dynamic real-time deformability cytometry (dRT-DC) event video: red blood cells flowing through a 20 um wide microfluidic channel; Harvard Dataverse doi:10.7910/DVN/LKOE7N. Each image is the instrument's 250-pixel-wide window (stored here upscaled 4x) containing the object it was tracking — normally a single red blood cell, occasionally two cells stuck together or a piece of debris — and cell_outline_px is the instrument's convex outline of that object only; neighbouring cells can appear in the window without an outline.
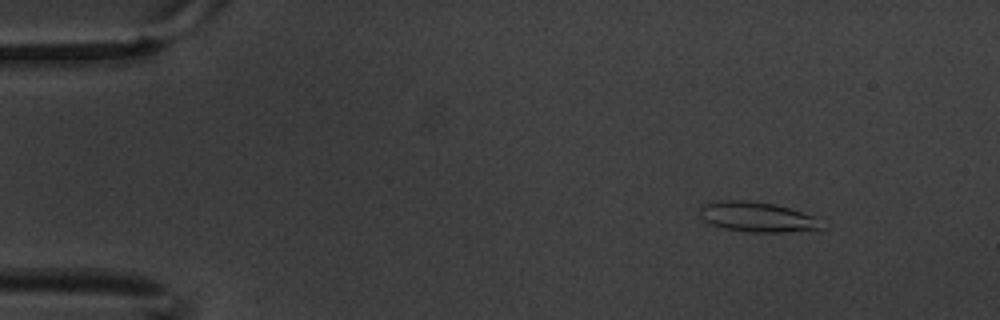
{"species": "common noctule bat (a hibernating species)", "species_latin": "Nyctalus noctula", "temperature_condition": "warm", "stored_images_in_passage": 4, "camera_frame_rate_fps": 3000, "um_per_image_px": 0.085, "animal": {"sex": "male", "body_mass_g": 20.1, "forearm_length_mm": 53.5}, "frame": {"image": 1, "passage_image": 2, "time_ms": 0.333, "image_size_px": [1000, 320], "cell_outline_px": [[824, 228], [784, 232], [748, 232], [724, 228], [712, 224], [704, 220], [700, 216], [700, 208], [704, 204], [720, 200], [744, 200], [776, 204], [812, 216]], "centroid_in_image_um": [64.29, 18.43], "position_along_channel_um": 20.7, "area_um2": 20.87}}
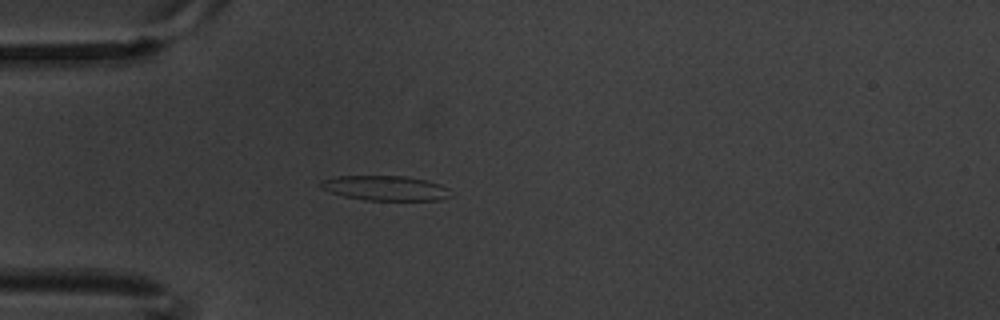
{"frame": {"image": 2, "passage_image": 4, "time_ms": 1.0, "image_size_px": [1000, 320], "cell_outline_px": [[452, 196], [440, 200], [364, 200], [344, 196], [332, 192], [316, 184], [320, 180], [336, 176], [408, 176], [440, 184], [448, 188]], "centroid_in_image_um": [32.75, 15.98], "position_along_channel_um": 52.2, "area_um2": 18.84}}